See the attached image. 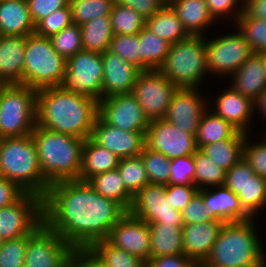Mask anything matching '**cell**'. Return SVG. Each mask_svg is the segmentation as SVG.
Here are the masks:
<instances>
[{"instance_id":"cell-1","label":"cell","mask_w":266,"mask_h":267,"mask_svg":"<svg viewBox=\"0 0 266 267\" xmlns=\"http://www.w3.org/2000/svg\"><path fill=\"white\" fill-rule=\"evenodd\" d=\"M126 213L86 181L51 183L43 198V222L73 248H90L96 241L106 240Z\"/></svg>"},{"instance_id":"cell-2","label":"cell","mask_w":266,"mask_h":267,"mask_svg":"<svg viewBox=\"0 0 266 267\" xmlns=\"http://www.w3.org/2000/svg\"><path fill=\"white\" fill-rule=\"evenodd\" d=\"M98 117V102L62 86L37 90L36 124L55 133L87 139Z\"/></svg>"},{"instance_id":"cell-3","label":"cell","mask_w":266,"mask_h":267,"mask_svg":"<svg viewBox=\"0 0 266 267\" xmlns=\"http://www.w3.org/2000/svg\"><path fill=\"white\" fill-rule=\"evenodd\" d=\"M252 219L224 223L213 248L199 267H266Z\"/></svg>"},{"instance_id":"cell-4","label":"cell","mask_w":266,"mask_h":267,"mask_svg":"<svg viewBox=\"0 0 266 267\" xmlns=\"http://www.w3.org/2000/svg\"><path fill=\"white\" fill-rule=\"evenodd\" d=\"M44 178L51 184L79 180L85 139L55 133L36 124L31 133Z\"/></svg>"},{"instance_id":"cell-5","label":"cell","mask_w":266,"mask_h":267,"mask_svg":"<svg viewBox=\"0 0 266 267\" xmlns=\"http://www.w3.org/2000/svg\"><path fill=\"white\" fill-rule=\"evenodd\" d=\"M0 176L15 183L25 193L44 198L50 183L41 172L31 134L0 139Z\"/></svg>"},{"instance_id":"cell-6","label":"cell","mask_w":266,"mask_h":267,"mask_svg":"<svg viewBox=\"0 0 266 267\" xmlns=\"http://www.w3.org/2000/svg\"><path fill=\"white\" fill-rule=\"evenodd\" d=\"M159 70L179 88H198L208 72L204 36H189L172 43Z\"/></svg>"},{"instance_id":"cell-7","label":"cell","mask_w":266,"mask_h":267,"mask_svg":"<svg viewBox=\"0 0 266 267\" xmlns=\"http://www.w3.org/2000/svg\"><path fill=\"white\" fill-rule=\"evenodd\" d=\"M67 60L53 48L50 38L26 36L24 84L35 89L61 86Z\"/></svg>"},{"instance_id":"cell-8","label":"cell","mask_w":266,"mask_h":267,"mask_svg":"<svg viewBox=\"0 0 266 267\" xmlns=\"http://www.w3.org/2000/svg\"><path fill=\"white\" fill-rule=\"evenodd\" d=\"M37 90L25 84L0 89V139L31 134L36 126Z\"/></svg>"},{"instance_id":"cell-9","label":"cell","mask_w":266,"mask_h":267,"mask_svg":"<svg viewBox=\"0 0 266 267\" xmlns=\"http://www.w3.org/2000/svg\"><path fill=\"white\" fill-rule=\"evenodd\" d=\"M102 54L82 49L67 59L61 86L99 102L102 99Z\"/></svg>"},{"instance_id":"cell-10","label":"cell","mask_w":266,"mask_h":267,"mask_svg":"<svg viewBox=\"0 0 266 267\" xmlns=\"http://www.w3.org/2000/svg\"><path fill=\"white\" fill-rule=\"evenodd\" d=\"M73 249L43 222L27 235L24 267H70Z\"/></svg>"},{"instance_id":"cell-11","label":"cell","mask_w":266,"mask_h":267,"mask_svg":"<svg viewBox=\"0 0 266 267\" xmlns=\"http://www.w3.org/2000/svg\"><path fill=\"white\" fill-rule=\"evenodd\" d=\"M179 87L159 70L141 71L131 94L138 100L149 121L164 119Z\"/></svg>"},{"instance_id":"cell-12","label":"cell","mask_w":266,"mask_h":267,"mask_svg":"<svg viewBox=\"0 0 266 267\" xmlns=\"http://www.w3.org/2000/svg\"><path fill=\"white\" fill-rule=\"evenodd\" d=\"M42 223L43 198L24 193L17 201L0 209V239L27 236Z\"/></svg>"},{"instance_id":"cell-13","label":"cell","mask_w":266,"mask_h":267,"mask_svg":"<svg viewBox=\"0 0 266 267\" xmlns=\"http://www.w3.org/2000/svg\"><path fill=\"white\" fill-rule=\"evenodd\" d=\"M252 54L240 31L210 41L206 39L207 69L217 75H232Z\"/></svg>"},{"instance_id":"cell-14","label":"cell","mask_w":266,"mask_h":267,"mask_svg":"<svg viewBox=\"0 0 266 267\" xmlns=\"http://www.w3.org/2000/svg\"><path fill=\"white\" fill-rule=\"evenodd\" d=\"M128 212L148 224L184 225L181 211L174 209L167 199L166 185H145L133 197Z\"/></svg>"},{"instance_id":"cell-15","label":"cell","mask_w":266,"mask_h":267,"mask_svg":"<svg viewBox=\"0 0 266 267\" xmlns=\"http://www.w3.org/2000/svg\"><path fill=\"white\" fill-rule=\"evenodd\" d=\"M98 116L107 124L131 132H146L150 121L131 93L114 94L98 102Z\"/></svg>"},{"instance_id":"cell-16","label":"cell","mask_w":266,"mask_h":267,"mask_svg":"<svg viewBox=\"0 0 266 267\" xmlns=\"http://www.w3.org/2000/svg\"><path fill=\"white\" fill-rule=\"evenodd\" d=\"M145 147L164 154L170 160L192 155L198 150L194 135L182 131L165 119L150 121L145 133Z\"/></svg>"},{"instance_id":"cell-17","label":"cell","mask_w":266,"mask_h":267,"mask_svg":"<svg viewBox=\"0 0 266 267\" xmlns=\"http://www.w3.org/2000/svg\"><path fill=\"white\" fill-rule=\"evenodd\" d=\"M106 240L146 263L150 259L149 225L129 212L112 227Z\"/></svg>"},{"instance_id":"cell-18","label":"cell","mask_w":266,"mask_h":267,"mask_svg":"<svg viewBox=\"0 0 266 267\" xmlns=\"http://www.w3.org/2000/svg\"><path fill=\"white\" fill-rule=\"evenodd\" d=\"M146 132H131L105 123L96 118L90 138L120 159L139 156L145 147Z\"/></svg>"},{"instance_id":"cell-19","label":"cell","mask_w":266,"mask_h":267,"mask_svg":"<svg viewBox=\"0 0 266 267\" xmlns=\"http://www.w3.org/2000/svg\"><path fill=\"white\" fill-rule=\"evenodd\" d=\"M198 88H179L168 106L164 119L182 131L196 135L200 119L207 109Z\"/></svg>"},{"instance_id":"cell-20","label":"cell","mask_w":266,"mask_h":267,"mask_svg":"<svg viewBox=\"0 0 266 267\" xmlns=\"http://www.w3.org/2000/svg\"><path fill=\"white\" fill-rule=\"evenodd\" d=\"M103 62L102 98L131 93L141 70L109 50L101 53Z\"/></svg>"},{"instance_id":"cell-21","label":"cell","mask_w":266,"mask_h":267,"mask_svg":"<svg viewBox=\"0 0 266 267\" xmlns=\"http://www.w3.org/2000/svg\"><path fill=\"white\" fill-rule=\"evenodd\" d=\"M223 224L222 221L215 220L184 225L182 227L183 254L199 267L213 248Z\"/></svg>"},{"instance_id":"cell-22","label":"cell","mask_w":266,"mask_h":267,"mask_svg":"<svg viewBox=\"0 0 266 267\" xmlns=\"http://www.w3.org/2000/svg\"><path fill=\"white\" fill-rule=\"evenodd\" d=\"M217 189L213 192L207 188L198 190L214 220L226 223L251 219L241 206L238 195L224 185L217 186Z\"/></svg>"},{"instance_id":"cell-23","label":"cell","mask_w":266,"mask_h":267,"mask_svg":"<svg viewBox=\"0 0 266 267\" xmlns=\"http://www.w3.org/2000/svg\"><path fill=\"white\" fill-rule=\"evenodd\" d=\"M26 37L0 36V81L24 84Z\"/></svg>"},{"instance_id":"cell-24","label":"cell","mask_w":266,"mask_h":267,"mask_svg":"<svg viewBox=\"0 0 266 267\" xmlns=\"http://www.w3.org/2000/svg\"><path fill=\"white\" fill-rule=\"evenodd\" d=\"M215 114L229 122L238 131L248 133V124L255 110L254 101L244 97L231 86L215 100ZM248 123V124H247ZM248 128V129H247Z\"/></svg>"},{"instance_id":"cell-25","label":"cell","mask_w":266,"mask_h":267,"mask_svg":"<svg viewBox=\"0 0 266 267\" xmlns=\"http://www.w3.org/2000/svg\"><path fill=\"white\" fill-rule=\"evenodd\" d=\"M231 77V87L254 102L266 89V70L259 54L253 53Z\"/></svg>"},{"instance_id":"cell-26","label":"cell","mask_w":266,"mask_h":267,"mask_svg":"<svg viewBox=\"0 0 266 267\" xmlns=\"http://www.w3.org/2000/svg\"><path fill=\"white\" fill-rule=\"evenodd\" d=\"M34 32L26 0H0V36L26 37Z\"/></svg>"},{"instance_id":"cell-27","label":"cell","mask_w":266,"mask_h":267,"mask_svg":"<svg viewBox=\"0 0 266 267\" xmlns=\"http://www.w3.org/2000/svg\"><path fill=\"white\" fill-rule=\"evenodd\" d=\"M120 158L108 149L96 144L90 137L85 139L82 150L80 181H88L92 176L118 167Z\"/></svg>"},{"instance_id":"cell-28","label":"cell","mask_w":266,"mask_h":267,"mask_svg":"<svg viewBox=\"0 0 266 267\" xmlns=\"http://www.w3.org/2000/svg\"><path fill=\"white\" fill-rule=\"evenodd\" d=\"M169 5L190 36H204V28L215 21L208 11L206 0H173Z\"/></svg>"},{"instance_id":"cell-29","label":"cell","mask_w":266,"mask_h":267,"mask_svg":"<svg viewBox=\"0 0 266 267\" xmlns=\"http://www.w3.org/2000/svg\"><path fill=\"white\" fill-rule=\"evenodd\" d=\"M150 259L183 254L182 227L184 225H168L150 223Z\"/></svg>"},{"instance_id":"cell-30","label":"cell","mask_w":266,"mask_h":267,"mask_svg":"<svg viewBox=\"0 0 266 267\" xmlns=\"http://www.w3.org/2000/svg\"><path fill=\"white\" fill-rule=\"evenodd\" d=\"M246 136V133L238 131L232 138L203 145L200 150L228 171L243 158Z\"/></svg>"},{"instance_id":"cell-31","label":"cell","mask_w":266,"mask_h":267,"mask_svg":"<svg viewBox=\"0 0 266 267\" xmlns=\"http://www.w3.org/2000/svg\"><path fill=\"white\" fill-rule=\"evenodd\" d=\"M145 27L170 44L190 36L169 4H166L154 16L147 18Z\"/></svg>"},{"instance_id":"cell-32","label":"cell","mask_w":266,"mask_h":267,"mask_svg":"<svg viewBox=\"0 0 266 267\" xmlns=\"http://www.w3.org/2000/svg\"><path fill=\"white\" fill-rule=\"evenodd\" d=\"M87 182L105 198L116 201L127 212L130 210L133 198L127 193L125 182L117 168L92 176Z\"/></svg>"},{"instance_id":"cell-33","label":"cell","mask_w":266,"mask_h":267,"mask_svg":"<svg viewBox=\"0 0 266 267\" xmlns=\"http://www.w3.org/2000/svg\"><path fill=\"white\" fill-rule=\"evenodd\" d=\"M213 111H204L195 135L198 149L217 141L232 138L238 130ZM209 113V114H208Z\"/></svg>"},{"instance_id":"cell-34","label":"cell","mask_w":266,"mask_h":267,"mask_svg":"<svg viewBox=\"0 0 266 267\" xmlns=\"http://www.w3.org/2000/svg\"><path fill=\"white\" fill-rule=\"evenodd\" d=\"M84 50L103 53L113 38L110 16H100L80 25Z\"/></svg>"},{"instance_id":"cell-35","label":"cell","mask_w":266,"mask_h":267,"mask_svg":"<svg viewBox=\"0 0 266 267\" xmlns=\"http://www.w3.org/2000/svg\"><path fill=\"white\" fill-rule=\"evenodd\" d=\"M140 58L151 69H159L169 53L171 44L144 27L139 33Z\"/></svg>"},{"instance_id":"cell-36","label":"cell","mask_w":266,"mask_h":267,"mask_svg":"<svg viewBox=\"0 0 266 267\" xmlns=\"http://www.w3.org/2000/svg\"><path fill=\"white\" fill-rule=\"evenodd\" d=\"M234 23L249 44L252 53L259 54L266 51V21L249 17L243 11V4L235 11Z\"/></svg>"},{"instance_id":"cell-37","label":"cell","mask_w":266,"mask_h":267,"mask_svg":"<svg viewBox=\"0 0 266 267\" xmlns=\"http://www.w3.org/2000/svg\"><path fill=\"white\" fill-rule=\"evenodd\" d=\"M195 164L194 185L198 189L208 186H220L224 184L226 170L212 161L206 154L198 149L193 154Z\"/></svg>"},{"instance_id":"cell-38","label":"cell","mask_w":266,"mask_h":267,"mask_svg":"<svg viewBox=\"0 0 266 267\" xmlns=\"http://www.w3.org/2000/svg\"><path fill=\"white\" fill-rule=\"evenodd\" d=\"M117 169L125 182L127 193L132 198L145 185L149 184L146 169L140 155L120 159Z\"/></svg>"},{"instance_id":"cell-39","label":"cell","mask_w":266,"mask_h":267,"mask_svg":"<svg viewBox=\"0 0 266 267\" xmlns=\"http://www.w3.org/2000/svg\"><path fill=\"white\" fill-rule=\"evenodd\" d=\"M110 23L113 34L134 35L145 27L146 19L132 8L115 2L110 11Z\"/></svg>"},{"instance_id":"cell-40","label":"cell","mask_w":266,"mask_h":267,"mask_svg":"<svg viewBox=\"0 0 266 267\" xmlns=\"http://www.w3.org/2000/svg\"><path fill=\"white\" fill-rule=\"evenodd\" d=\"M107 267H144L146 262L111 245L107 240L96 241L90 247Z\"/></svg>"},{"instance_id":"cell-41","label":"cell","mask_w":266,"mask_h":267,"mask_svg":"<svg viewBox=\"0 0 266 267\" xmlns=\"http://www.w3.org/2000/svg\"><path fill=\"white\" fill-rule=\"evenodd\" d=\"M115 0H69L73 23L82 25L100 16H110Z\"/></svg>"},{"instance_id":"cell-42","label":"cell","mask_w":266,"mask_h":267,"mask_svg":"<svg viewBox=\"0 0 266 267\" xmlns=\"http://www.w3.org/2000/svg\"><path fill=\"white\" fill-rule=\"evenodd\" d=\"M126 62L136 66L141 71L151 70L140 58V43L138 34H114L108 49Z\"/></svg>"},{"instance_id":"cell-43","label":"cell","mask_w":266,"mask_h":267,"mask_svg":"<svg viewBox=\"0 0 266 267\" xmlns=\"http://www.w3.org/2000/svg\"><path fill=\"white\" fill-rule=\"evenodd\" d=\"M237 195L245 212L253 218L258 210L266 206V178L255 174Z\"/></svg>"},{"instance_id":"cell-44","label":"cell","mask_w":266,"mask_h":267,"mask_svg":"<svg viewBox=\"0 0 266 267\" xmlns=\"http://www.w3.org/2000/svg\"><path fill=\"white\" fill-rule=\"evenodd\" d=\"M140 156L146 169L149 184L167 185L170 177L171 160L164 154L150 151L146 147Z\"/></svg>"},{"instance_id":"cell-45","label":"cell","mask_w":266,"mask_h":267,"mask_svg":"<svg viewBox=\"0 0 266 267\" xmlns=\"http://www.w3.org/2000/svg\"><path fill=\"white\" fill-rule=\"evenodd\" d=\"M54 50L66 60L83 49L81 27L72 24L50 37Z\"/></svg>"},{"instance_id":"cell-46","label":"cell","mask_w":266,"mask_h":267,"mask_svg":"<svg viewBox=\"0 0 266 267\" xmlns=\"http://www.w3.org/2000/svg\"><path fill=\"white\" fill-rule=\"evenodd\" d=\"M73 24L72 13L69 4L59 10L54 11L41 19L35 25V34L40 37L50 38L65 27Z\"/></svg>"},{"instance_id":"cell-47","label":"cell","mask_w":266,"mask_h":267,"mask_svg":"<svg viewBox=\"0 0 266 267\" xmlns=\"http://www.w3.org/2000/svg\"><path fill=\"white\" fill-rule=\"evenodd\" d=\"M27 236L2 241L0 267H24Z\"/></svg>"},{"instance_id":"cell-48","label":"cell","mask_w":266,"mask_h":267,"mask_svg":"<svg viewBox=\"0 0 266 267\" xmlns=\"http://www.w3.org/2000/svg\"><path fill=\"white\" fill-rule=\"evenodd\" d=\"M255 175L250 165L242 158L234 164L228 171L224 180V186L233 191L236 195L244 189L248 182Z\"/></svg>"},{"instance_id":"cell-49","label":"cell","mask_w":266,"mask_h":267,"mask_svg":"<svg viewBox=\"0 0 266 267\" xmlns=\"http://www.w3.org/2000/svg\"><path fill=\"white\" fill-rule=\"evenodd\" d=\"M194 171L193 154L174 158L170 164L168 184H194Z\"/></svg>"},{"instance_id":"cell-50","label":"cell","mask_w":266,"mask_h":267,"mask_svg":"<svg viewBox=\"0 0 266 267\" xmlns=\"http://www.w3.org/2000/svg\"><path fill=\"white\" fill-rule=\"evenodd\" d=\"M247 137L244 143L243 158L255 174L266 178V140L263 139L264 142L250 145Z\"/></svg>"},{"instance_id":"cell-51","label":"cell","mask_w":266,"mask_h":267,"mask_svg":"<svg viewBox=\"0 0 266 267\" xmlns=\"http://www.w3.org/2000/svg\"><path fill=\"white\" fill-rule=\"evenodd\" d=\"M184 225L215 221L207 212L202 195L197 192L191 201L181 210Z\"/></svg>"},{"instance_id":"cell-52","label":"cell","mask_w":266,"mask_h":267,"mask_svg":"<svg viewBox=\"0 0 266 267\" xmlns=\"http://www.w3.org/2000/svg\"><path fill=\"white\" fill-rule=\"evenodd\" d=\"M194 184H167L166 194L172 207L181 211L198 192Z\"/></svg>"},{"instance_id":"cell-53","label":"cell","mask_w":266,"mask_h":267,"mask_svg":"<svg viewBox=\"0 0 266 267\" xmlns=\"http://www.w3.org/2000/svg\"><path fill=\"white\" fill-rule=\"evenodd\" d=\"M26 2L35 25L44 17L69 4V0H26Z\"/></svg>"},{"instance_id":"cell-54","label":"cell","mask_w":266,"mask_h":267,"mask_svg":"<svg viewBox=\"0 0 266 267\" xmlns=\"http://www.w3.org/2000/svg\"><path fill=\"white\" fill-rule=\"evenodd\" d=\"M115 2L132 8L145 19L154 16L166 5L162 0H115Z\"/></svg>"},{"instance_id":"cell-55","label":"cell","mask_w":266,"mask_h":267,"mask_svg":"<svg viewBox=\"0 0 266 267\" xmlns=\"http://www.w3.org/2000/svg\"><path fill=\"white\" fill-rule=\"evenodd\" d=\"M70 267H107L91 248H74L70 256Z\"/></svg>"},{"instance_id":"cell-56","label":"cell","mask_w":266,"mask_h":267,"mask_svg":"<svg viewBox=\"0 0 266 267\" xmlns=\"http://www.w3.org/2000/svg\"><path fill=\"white\" fill-rule=\"evenodd\" d=\"M146 264L149 267H198L185 254L166 255L151 258Z\"/></svg>"},{"instance_id":"cell-57","label":"cell","mask_w":266,"mask_h":267,"mask_svg":"<svg viewBox=\"0 0 266 267\" xmlns=\"http://www.w3.org/2000/svg\"><path fill=\"white\" fill-rule=\"evenodd\" d=\"M24 193L15 183L0 176V209L11 205Z\"/></svg>"},{"instance_id":"cell-58","label":"cell","mask_w":266,"mask_h":267,"mask_svg":"<svg viewBox=\"0 0 266 267\" xmlns=\"http://www.w3.org/2000/svg\"><path fill=\"white\" fill-rule=\"evenodd\" d=\"M238 3L239 0H206L208 11L214 20L221 15H229Z\"/></svg>"},{"instance_id":"cell-59","label":"cell","mask_w":266,"mask_h":267,"mask_svg":"<svg viewBox=\"0 0 266 267\" xmlns=\"http://www.w3.org/2000/svg\"><path fill=\"white\" fill-rule=\"evenodd\" d=\"M243 11L251 18L266 21V0H242Z\"/></svg>"},{"instance_id":"cell-60","label":"cell","mask_w":266,"mask_h":267,"mask_svg":"<svg viewBox=\"0 0 266 267\" xmlns=\"http://www.w3.org/2000/svg\"><path fill=\"white\" fill-rule=\"evenodd\" d=\"M255 108H259L260 113H262L266 117V89L263 93L257 98L254 102Z\"/></svg>"},{"instance_id":"cell-61","label":"cell","mask_w":266,"mask_h":267,"mask_svg":"<svg viewBox=\"0 0 266 267\" xmlns=\"http://www.w3.org/2000/svg\"><path fill=\"white\" fill-rule=\"evenodd\" d=\"M259 55L263 61V65H264L265 70H266V51L259 53Z\"/></svg>"},{"instance_id":"cell-62","label":"cell","mask_w":266,"mask_h":267,"mask_svg":"<svg viewBox=\"0 0 266 267\" xmlns=\"http://www.w3.org/2000/svg\"><path fill=\"white\" fill-rule=\"evenodd\" d=\"M163 2H165L166 4H170L173 0H162Z\"/></svg>"},{"instance_id":"cell-63","label":"cell","mask_w":266,"mask_h":267,"mask_svg":"<svg viewBox=\"0 0 266 267\" xmlns=\"http://www.w3.org/2000/svg\"><path fill=\"white\" fill-rule=\"evenodd\" d=\"M3 85H4V84L0 81V89L2 88Z\"/></svg>"}]
</instances>
